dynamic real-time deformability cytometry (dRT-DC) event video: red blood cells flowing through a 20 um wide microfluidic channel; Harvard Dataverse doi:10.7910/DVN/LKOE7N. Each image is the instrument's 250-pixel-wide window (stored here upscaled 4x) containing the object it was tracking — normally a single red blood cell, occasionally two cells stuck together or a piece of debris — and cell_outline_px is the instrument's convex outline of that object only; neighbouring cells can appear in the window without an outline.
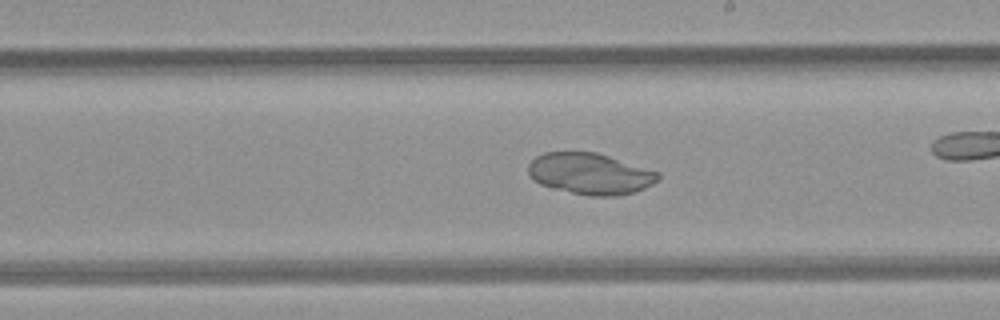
{"species": "common noctule bat (a hibernating species)", "species_latin": "Nyctalus noctula", "temperature_condition": "room temperature", "stored_images_in_passage": 39, "camera_frame_rate_fps": 3000, "um_per_image_px": 0.085, "animal": {"sex": "female", "body_mass_g": 21.9}, "frame": {"image": 1, "passage_image": 28, "time_ms": 9.0, "image_size_px": [1000, 320], "cell_outline_px": [[660, 180], [636, 192], [616, 196], [588, 196], [552, 188], [540, 184], [532, 180], [528, 172], [528, 164], [536, 156], [544, 152], [596, 152], [660, 172]], "centroid_in_image_um": [50.16, 14.77], "position_along_channel_um": 238.8, "area_um2": 31.44}}